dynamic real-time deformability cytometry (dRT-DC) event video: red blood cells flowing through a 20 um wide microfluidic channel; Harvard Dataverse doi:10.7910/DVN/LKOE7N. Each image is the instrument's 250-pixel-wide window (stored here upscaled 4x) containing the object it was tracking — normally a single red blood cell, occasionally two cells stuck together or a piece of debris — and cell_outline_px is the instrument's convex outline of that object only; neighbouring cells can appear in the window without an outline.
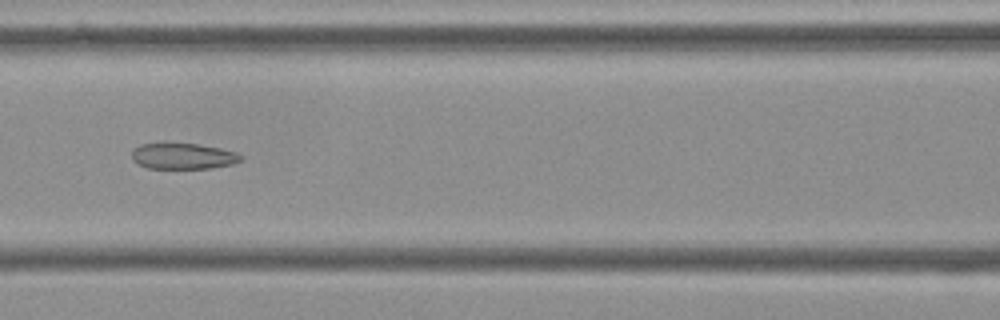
{"species": "Egyptian fruit bat (a non-hibernating species)", "species_latin": "Rousettus aegyptiacus", "temperature_condition": "cold", "stored_images_in_passage": 9, "camera_frame_rate_fps": 3000, "um_per_image_px": 0.085, "frame": {"image": 1, "passage_image": 7, "time_ms": 2.0, "image_size_px": [1000, 320], "cell_outline_px": [[244, 156], [240, 160], [232, 164], [212, 168], [148, 168], [132, 160], [132, 148], [140, 144], [164, 140], [196, 144], [220, 148], [236, 152]], "centroid_in_image_um": [15.49, 13.22], "position_along_channel_um": 151.1, "area_um2": 17.11}}
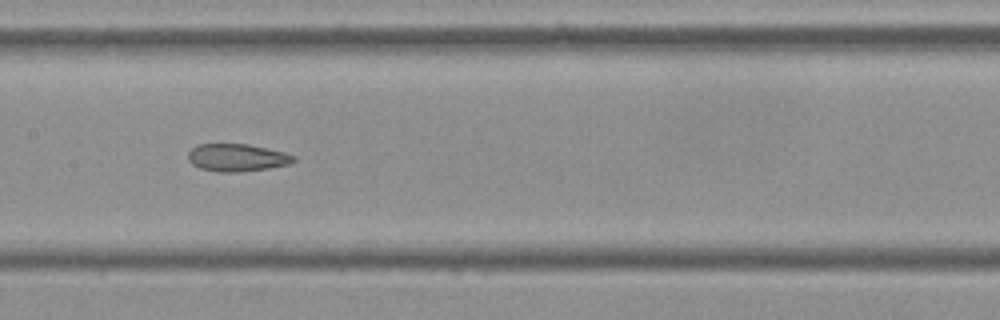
{"frame": {"image": 2, "passage_image": 8, "time_ms": 2.333, "image_size_px": [1000, 320], "cell_outline_px": [[296, 160], [288, 164], [268, 168], [240, 172], [220, 172], [200, 168], [192, 164], [188, 160], [188, 152], [196, 144], [248, 144], [284, 152], [296, 156]], "centroid_in_image_um": [20.13, 13.39], "position_along_channel_um": 187.3, "area_um2": 16.94}}
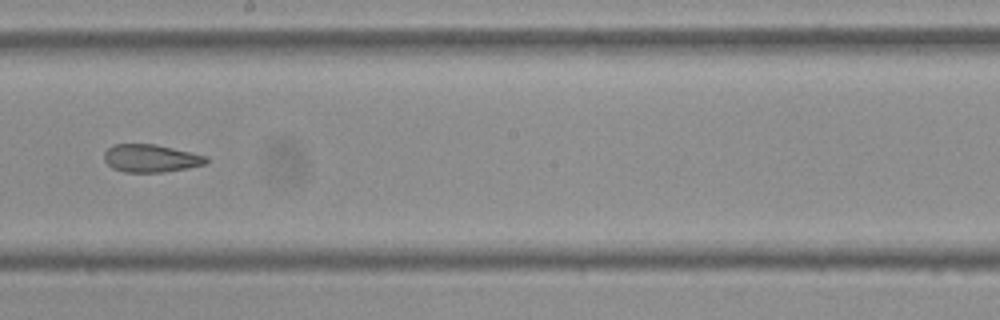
{"frame": {"image": 3, "passage_image": 9, "time_ms": 2.667, "image_size_px": [1000, 320], "cell_outline_px": [[208, 160], [204, 164], [188, 168], [164, 172], [124, 172], [112, 168], [104, 160], [104, 152], [112, 144], [156, 144], [208, 156]], "centroid_in_image_um": [12.81, 13.45], "position_along_channel_um": 235.4, "area_um2": 16.59}}